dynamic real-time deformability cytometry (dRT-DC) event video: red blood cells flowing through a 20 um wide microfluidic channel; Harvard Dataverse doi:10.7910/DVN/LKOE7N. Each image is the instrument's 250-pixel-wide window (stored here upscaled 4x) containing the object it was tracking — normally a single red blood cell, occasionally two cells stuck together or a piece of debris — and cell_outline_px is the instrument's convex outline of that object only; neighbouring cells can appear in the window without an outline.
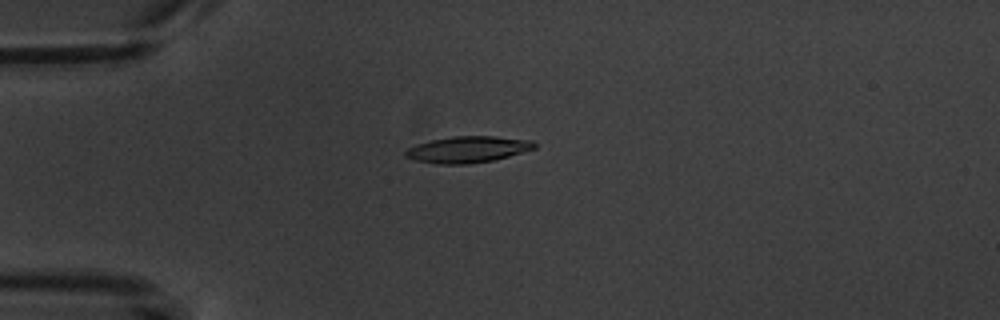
{"species": "common noctule bat (a hibernating species)", "species_latin": "Nyctalus noctula", "temperature_condition": "warm", "stored_images_in_passage": 6, "camera_frame_rate_fps": 3000, "um_per_image_px": 0.085, "animal": {"sex": "male", "body_mass_g": 20.1, "forearm_length_mm": 53.5}, "frame": {"image": 1, "passage_image": 5, "time_ms": 4.333, "image_size_px": [1000, 320], "cell_outline_px": [[536, 148], [508, 156], [492, 160], [468, 164], [436, 164], [416, 160], [404, 156], [404, 152], [408, 148], [416, 144], [432, 140], [456, 136], [492, 136], [532, 140], [536, 144]], "centroid_in_image_um": [39.74, 12.7], "position_along_channel_um": 45.3, "area_um2": 19.65}}